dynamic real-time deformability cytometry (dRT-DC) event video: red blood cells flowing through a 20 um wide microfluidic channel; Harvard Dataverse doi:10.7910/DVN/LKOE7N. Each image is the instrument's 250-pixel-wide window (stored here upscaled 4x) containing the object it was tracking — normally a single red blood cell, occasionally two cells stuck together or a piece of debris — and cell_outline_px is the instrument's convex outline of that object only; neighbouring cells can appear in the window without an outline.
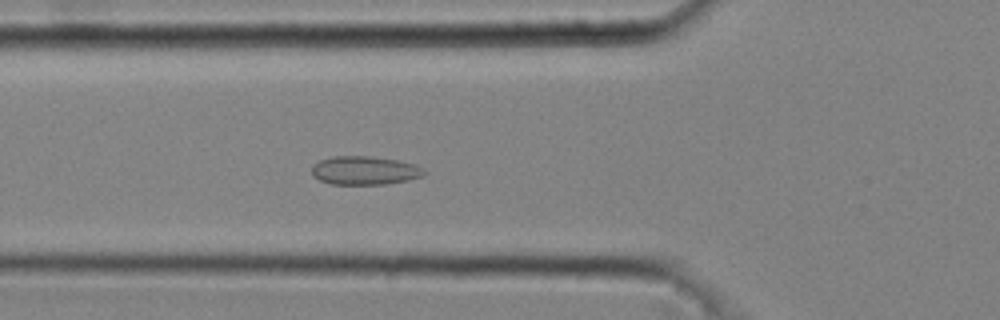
{"species": "common noctule bat (a hibernating species)", "species_latin": "Nyctalus noctula", "temperature_condition": "cold", "stored_images_in_passage": 48, "camera_frame_rate_fps": 3000, "um_per_image_px": 0.085, "animal": {"sex": "male", "body_mass_g": 20.4}, "frame": {"image": 1, "passage_image": 18, "time_ms": 5.667, "image_size_px": [1000, 320], "cell_outline_px": [[428, 172], [424, 176], [408, 180], [384, 184], [332, 184], [320, 180], [312, 176], [312, 164], [320, 160], [332, 156], [372, 156], [396, 160], [416, 164], [424, 168]], "centroid_in_image_um": [31.02, 14.48], "position_along_channel_um": 94.8, "area_um2": 18.9}}
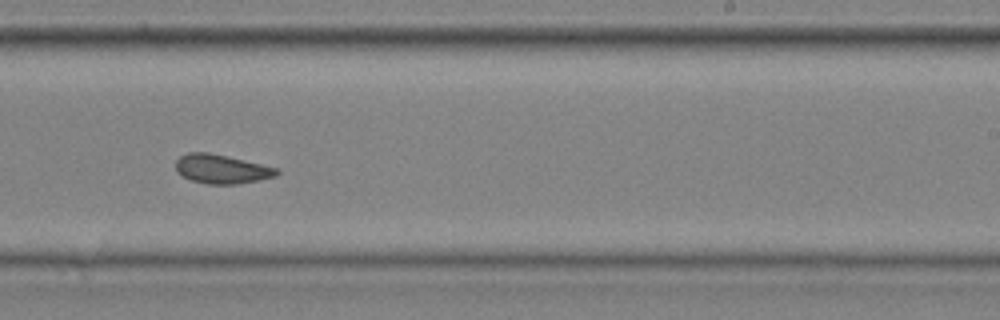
{"frame": {"image": 2, "passage_image": 31, "time_ms": 10.0, "image_size_px": [1000, 320], "cell_outline_px": [[280, 172], [276, 176], [260, 180], [236, 184], [208, 184], [192, 180], [176, 172], [176, 160], [180, 156], [188, 152], [208, 152], [260, 164], [276, 168]], "centroid_in_image_um": [18.81, 14.37], "position_along_channel_um": 270.2, "area_um2": 16.88}}
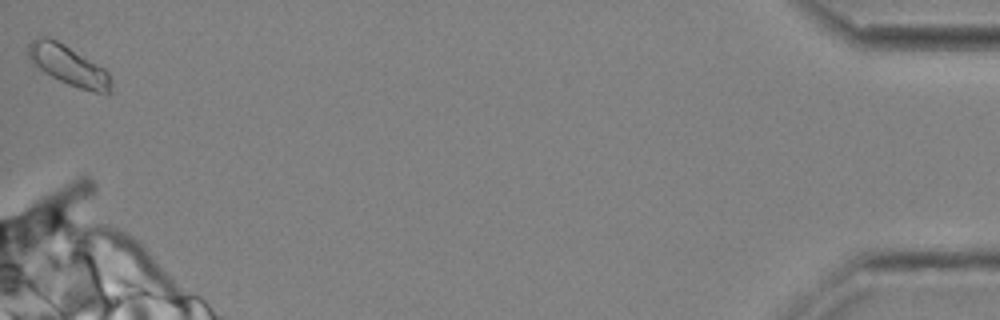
{"frame": {"image": 3, "passage_image": 48, "time_ms": 15.667, "image_size_px": [1000, 320], "cell_outline_px": [[112, 92], [108, 96], [80, 88], [68, 84], [44, 72], [28, 56], [28, 44], [36, 36], [48, 36], [64, 44], [104, 68], [108, 72], [112, 84]], "centroid_in_image_um": [5.87, 5.57], "position_along_channel_um": 429.3, "area_um2": 19.19}, "authors_computed_cell_mechanics": {"area_um2": 17.5423, "velocity_mm_per_s": 4.0465, "shape_relaxation_time_tau1_ms": null, "shape_relaxation_time_tau2_ms": 1.754, "deformation_change_tau1": null, "deformation_change_tau2": 0.0662}}